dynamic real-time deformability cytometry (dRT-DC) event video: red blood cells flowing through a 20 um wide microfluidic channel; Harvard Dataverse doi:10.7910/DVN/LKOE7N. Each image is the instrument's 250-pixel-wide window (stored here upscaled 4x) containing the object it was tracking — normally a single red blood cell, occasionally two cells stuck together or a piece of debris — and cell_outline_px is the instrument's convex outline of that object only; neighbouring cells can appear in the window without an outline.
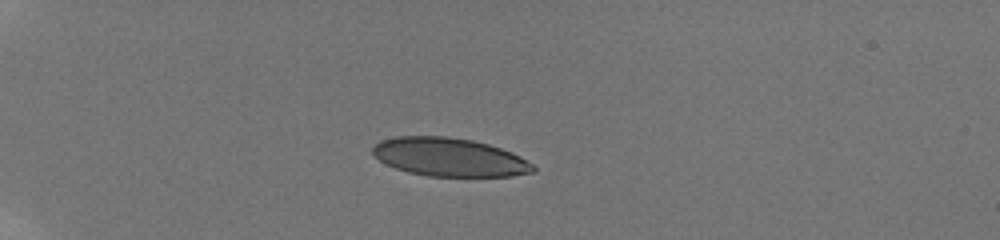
{"species": "human", "species_latin": "Homo sapiens", "temperature_condition": "room temperature", "stored_images_in_passage": 19, "camera_frame_rate_fps": 3000, "um_per_image_px": 0.085, "donor": {"sex": "male"}, "frame": {"image": 1, "passage_image": 1, "time_ms": 0.0, "image_size_px": [1000, 240], "cell_outline_px": [[536, 172], [512, 176], [428, 176], [408, 172], [396, 168], [380, 160], [372, 152], [372, 148], [380, 140], [396, 136], [448, 136], [472, 140], [488, 144], [512, 152], [520, 156], [532, 164], [536, 168]], "centroid_in_image_um": [38.22, 13.35], "position_along_channel_um": 46.8, "area_um2": 35.89}}
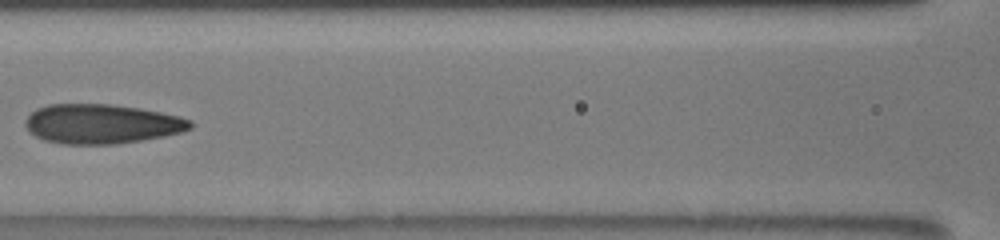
{"frame": {"image": 2, "passage_image": 7, "time_ms": 4.333, "image_size_px": [1000, 240], "cell_outline_px": [[192, 128], [180, 132], [164, 136], [116, 144], [64, 144], [44, 140], [36, 136], [24, 124], [24, 120], [36, 108], [48, 104], [112, 104], [140, 108], [180, 116], [192, 120]], "centroid_in_image_um": [8.64, 10.52], "position_along_channel_um": 158.0, "area_um2": 37.97}}
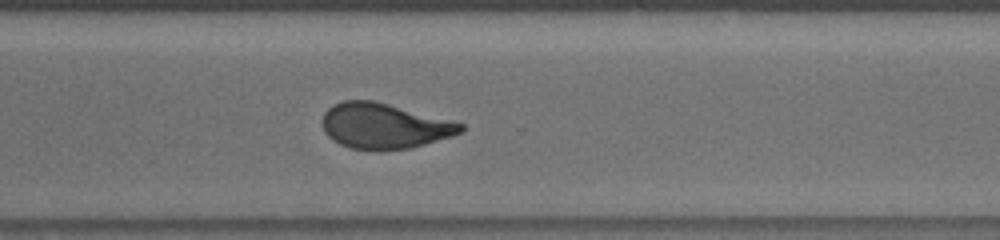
{"frame": {"image": 3, "passage_image": 13, "time_ms": 9.0, "image_size_px": [1000, 240], "cell_outline_px": [[464, 132], [452, 136], [424, 144], [408, 148], [380, 152], [352, 148], [340, 144], [332, 140], [324, 132], [324, 112], [332, 104], [344, 100], [372, 100], [388, 104], [464, 124]], "centroid_in_image_um": [32.64, 10.72], "position_along_channel_um": 338.0, "area_um2": 36.53}, "authors_computed_cell_mechanics": {"area_um2": 37.281, "velocity_mm_per_s": 3.8808, "shape_relaxation_time_tau1_ms": 7.2935, "shape_relaxation_time_tau2_ms": 0.915, "deformation_change_tau1": 0.2139, "deformation_change_tau2": 0.0661}}